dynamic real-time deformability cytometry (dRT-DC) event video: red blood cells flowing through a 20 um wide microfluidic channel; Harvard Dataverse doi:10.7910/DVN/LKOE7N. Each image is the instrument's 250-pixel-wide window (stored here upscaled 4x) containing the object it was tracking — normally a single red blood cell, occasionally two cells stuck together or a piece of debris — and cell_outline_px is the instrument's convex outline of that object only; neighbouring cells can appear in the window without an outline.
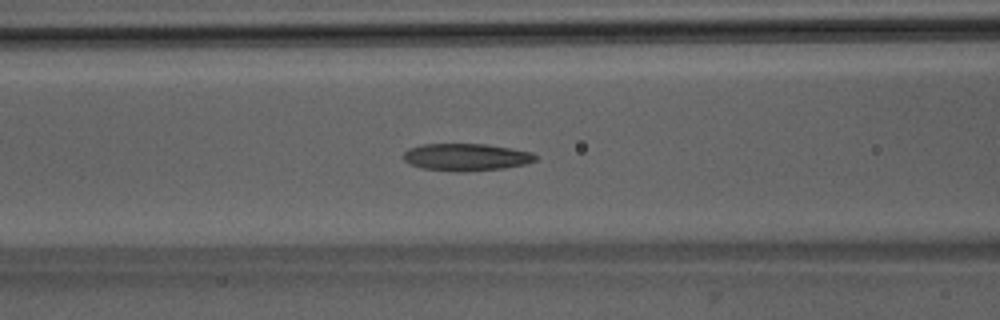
{"species": "Egyptian fruit bat (a non-hibernating species)", "species_latin": "Rousettus aegyptiacus", "temperature_condition": "room temperature", "stored_images_in_passage": 46, "camera_frame_rate_fps": 3000, "um_per_image_px": 0.085, "animal": {"sex": "male"}, "frame": {"image": 1, "passage_image": 16, "time_ms": 5.0, "image_size_px": [1000, 320], "cell_outline_px": [[536, 160], [524, 164], [504, 168], [456, 172], [424, 168], [412, 164], [404, 160], [404, 152], [408, 148], [424, 144], [488, 144], [532, 152], [536, 156]], "centroid_in_image_um": [39.63, 13.34], "position_along_channel_um": 127.0, "area_um2": 20.75}}
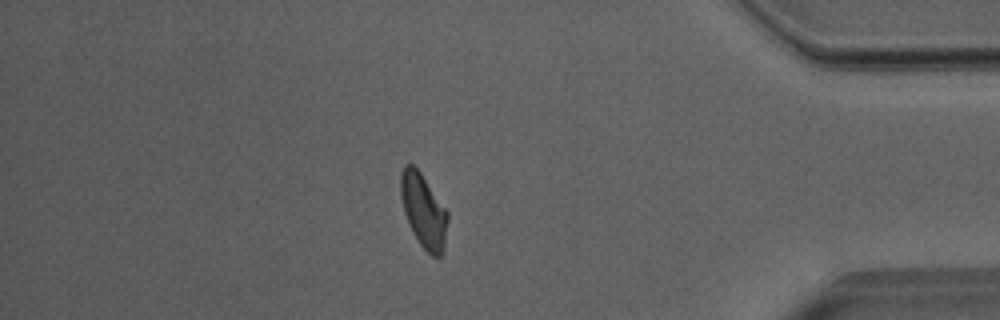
{"frame": {"image": 2, "passage_image": 39, "time_ms": 12.667, "image_size_px": [1000, 320], "cell_outline_px": [[448, 220], [444, 248], [440, 256], [432, 256], [420, 244], [412, 232], [408, 224], [404, 212], [400, 196], [400, 172], [404, 164], [412, 164], [420, 172], [448, 212]], "centroid_in_image_um": [35.98, 17.9], "position_along_channel_um": 399.2, "area_um2": 20.17}}
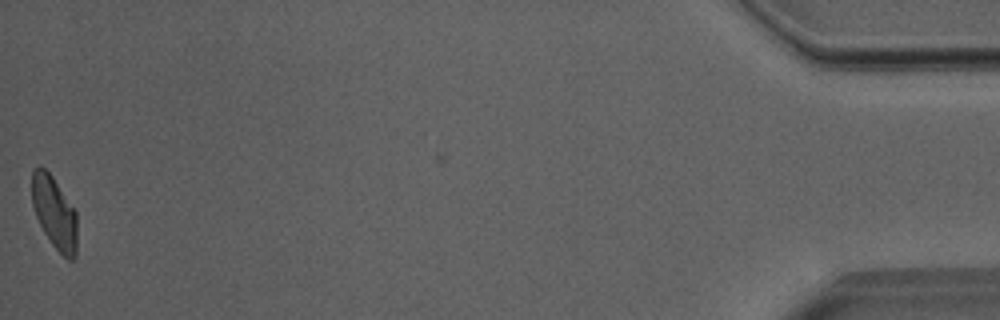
{"frame": {"image": 3, "passage_image": 46, "time_ms": 15.0, "image_size_px": [1000, 320], "cell_outline_px": [[76, 256], [72, 260], [68, 260], [52, 244], [44, 232], [36, 216], [32, 204], [32, 168], [40, 164], [52, 176], [76, 212]], "centroid_in_image_um": [4.61, 18.05], "position_along_channel_um": 430.6, "area_um2": 18.9}, "authors_computed_cell_mechanics": {"area_um2": 20.6924, "velocity_mm_per_s": 4.0036, "shape_relaxation_time_tau1_ms": null, "shape_relaxation_time_tau2_ms": 2.4878, "deformation_change_tau1": null, "deformation_change_tau2": 0.0919}}